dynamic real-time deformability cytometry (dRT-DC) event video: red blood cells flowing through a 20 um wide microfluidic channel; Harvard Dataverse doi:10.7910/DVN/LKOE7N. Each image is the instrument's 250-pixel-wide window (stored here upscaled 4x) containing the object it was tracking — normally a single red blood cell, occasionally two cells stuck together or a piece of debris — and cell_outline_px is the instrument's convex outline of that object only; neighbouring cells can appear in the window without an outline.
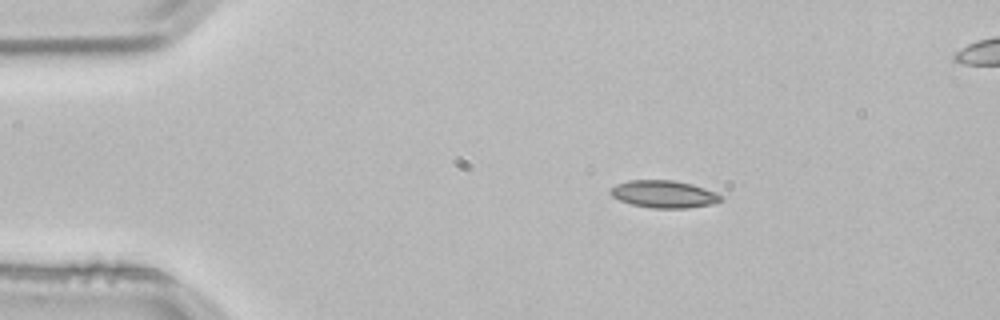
{"species": "common noctule bat (a hibernating species)", "species_latin": "Nyctalus noctula", "temperature_condition": "room temperature", "stored_images_in_passage": 4, "segment_of_instrument_passage": [1, 2], "camera_frame_rate_fps": 3000, "um_per_image_px": 0.085, "animal": {"sex": "male", "body_mass_g": 21.5, "forearm_length_mm": 52.0}, "frame": {"image": 1, "passage_image": 2, "time_ms": 0.333, "image_size_px": [1000, 320], "cell_outline_px": [[724, 200], [712, 204], [688, 208], [652, 208], [632, 204], [620, 200], [612, 196], [608, 192], [616, 184], [628, 180], [676, 180], [692, 184], [704, 188], [724, 196]], "centroid_in_image_um": [56.45, 16.5], "position_along_channel_um": 28.6, "area_um2": 17.69}}